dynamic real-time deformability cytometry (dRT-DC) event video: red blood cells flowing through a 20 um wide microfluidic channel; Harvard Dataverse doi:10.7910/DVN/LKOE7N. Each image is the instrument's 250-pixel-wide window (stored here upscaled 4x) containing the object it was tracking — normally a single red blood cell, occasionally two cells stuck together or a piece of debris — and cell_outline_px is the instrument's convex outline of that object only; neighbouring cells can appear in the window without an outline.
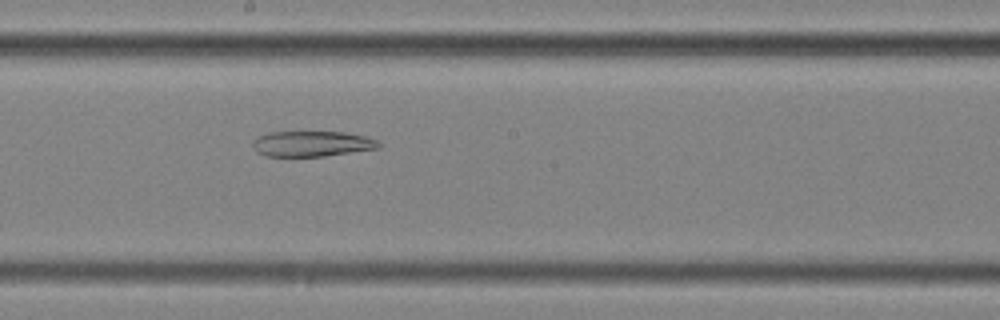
{"species": "common noctule bat (a hibernating species)", "species_latin": "Nyctalus noctula", "temperature_condition": "cold", "stored_images_in_passage": 57, "segment_of_instrument_passage": [2, 2], "camera_frame_rate_fps": 3000, "um_per_image_px": 0.085, "animal": {"sex": "female", "body_mass_g": 25.1}, "frame": {"image": 1, "passage_image": 32, "time_ms": 10.333, "image_size_px": [1000, 320], "cell_outline_px": [[380, 148], [324, 156], [264, 156], [256, 152], [252, 144], [252, 140], [268, 132], [344, 132], [364, 136], [376, 140], [380, 144]], "centroid_in_image_um": [26.48, 12.22], "position_along_channel_um": 221.7, "area_um2": 18.67}}
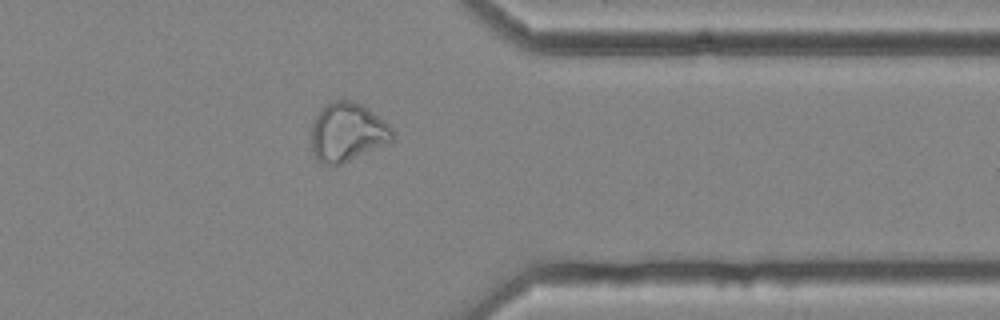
{"frame": {"image": 2, "passage_image": 46, "time_ms": 15.0, "image_size_px": [1000, 320], "cell_outline_px": [[396, 136], [392, 140], [340, 164], [324, 164], [316, 160], [312, 156], [312, 124], [316, 116], [332, 100], [352, 100], [368, 108], [384, 120], [396, 132]], "centroid_in_image_um": [29.53, 11.23], "position_along_channel_um": 381.9, "area_um2": 27.46}}
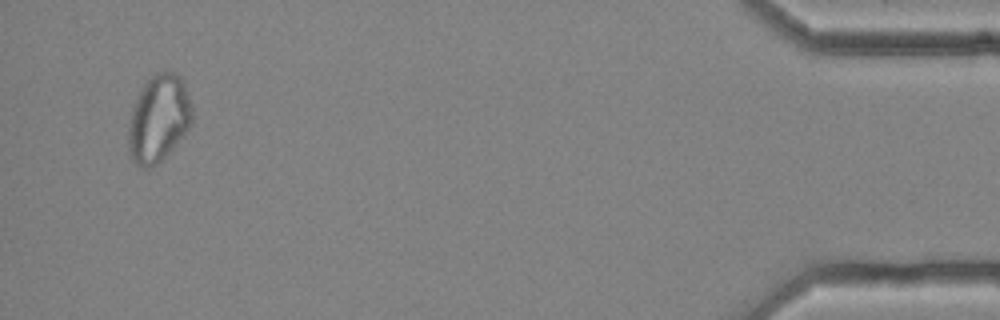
{"frame": {"image": 3, "passage_image": 55, "time_ms": 18.0, "image_size_px": [1000, 320], "cell_outline_px": [[192, 124], [168, 152], [152, 168], [144, 168], [136, 164], [132, 160], [128, 152], [128, 128], [132, 108], [144, 84], [156, 72], [176, 72], [180, 76], [184, 84], [192, 108]], "centroid_in_image_um": [13.47, 10.09], "position_along_channel_um": 421.7, "area_um2": 32.02}}